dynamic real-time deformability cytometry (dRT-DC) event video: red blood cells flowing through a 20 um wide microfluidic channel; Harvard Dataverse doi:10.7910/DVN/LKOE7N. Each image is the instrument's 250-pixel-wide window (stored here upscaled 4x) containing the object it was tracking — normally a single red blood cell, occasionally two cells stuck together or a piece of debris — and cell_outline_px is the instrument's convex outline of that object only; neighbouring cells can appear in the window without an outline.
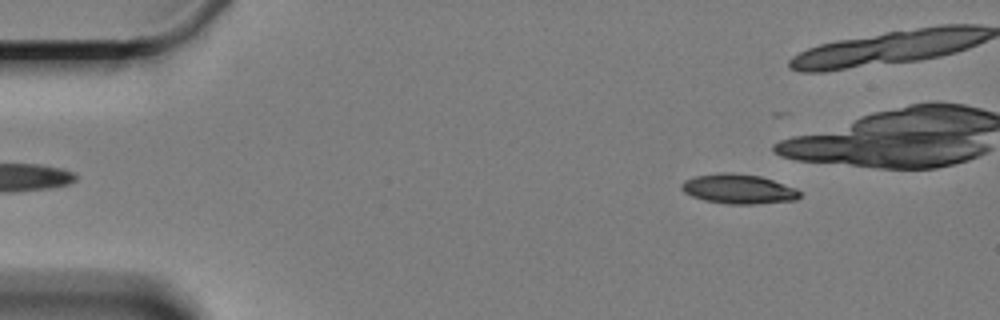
{"species": "Egyptian fruit bat (a non-hibernating species)", "species_latin": "Rousettus aegyptiacus", "temperature_condition": "cold", "stored_images_in_passage": 43, "camera_frame_rate_fps": 3000, "um_per_image_px": 0.085, "animal": {"sex": "female"}, "frame": {"image": 1, "passage_image": 5, "time_ms": 1.333, "image_size_px": [1000, 320], "cell_outline_px": [[800, 196], [796, 200], [752, 204], [728, 204], [704, 200], [692, 196], [684, 192], [680, 188], [680, 184], [684, 180], [696, 176], [720, 172], [732, 172], [760, 176], [796, 188], [800, 192]], "centroid_in_image_um": [62.74, 16.06], "position_along_channel_um": 22.3, "area_um2": 20.4}}
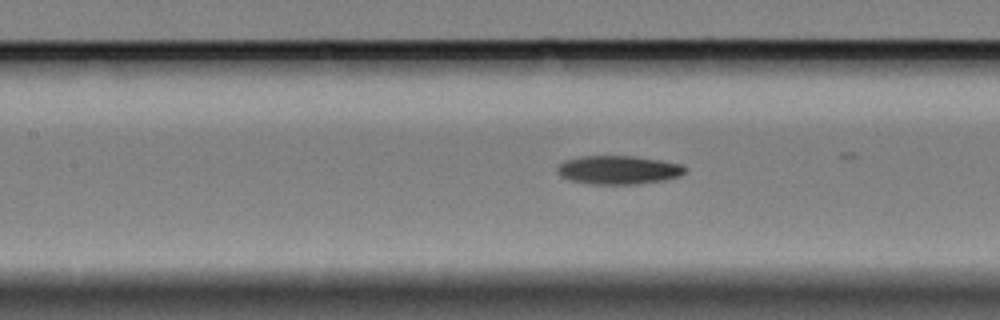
{"frame": {"image": 2, "passage_image": 24, "time_ms": 7.667, "image_size_px": [1000, 320], "cell_outline_px": [[688, 168], [680, 176], [664, 180], [636, 184], [592, 184], [572, 180], [560, 176], [556, 172], [556, 168], [564, 160], [580, 156], [636, 156], [660, 160], [680, 164]], "centroid_in_image_um": [52.55, 14.44], "position_along_channel_um": 154.8, "area_um2": 21.33}}
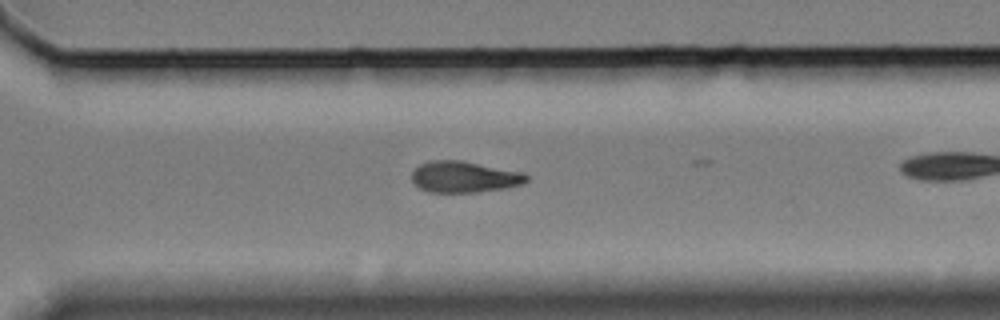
{"frame": {"image": 3, "passage_image": 40, "time_ms": 13.0, "image_size_px": [1000, 320], "cell_outline_px": [[528, 180], [524, 184], [508, 188], [476, 192], [428, 192], [420, 188], [412, 180], [412, 172], [420, 164], [432, 160], [460, 160], [524, 172], [528, 176]], "centroid_in_image_um": [39.5, 15.04], "position_along_channel_um": 331.1, "area_um2": 20.98}}